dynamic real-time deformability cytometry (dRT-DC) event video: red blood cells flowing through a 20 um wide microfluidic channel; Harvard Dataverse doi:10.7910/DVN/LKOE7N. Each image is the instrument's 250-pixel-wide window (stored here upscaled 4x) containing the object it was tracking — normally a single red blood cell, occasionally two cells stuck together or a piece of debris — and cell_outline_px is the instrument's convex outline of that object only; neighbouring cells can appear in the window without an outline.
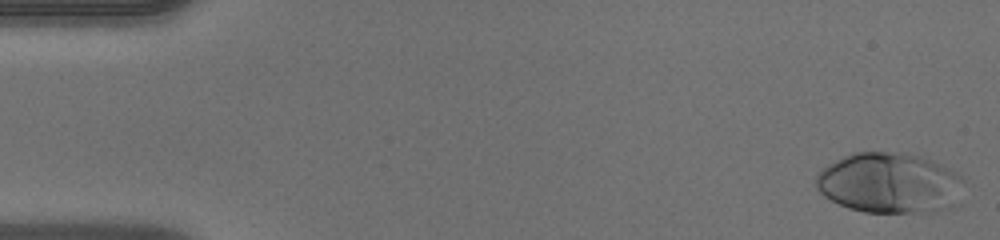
{"species": "human", "species_latin": "Homo sapiens", "temperature_condition": "warm", "stored_images_in_passage": 46, "camera_frame_rate_fps": 3000, "um_per_image_px": 0.085, "donor": {"sex": "male"}, "frame": {"image": 1, "passage_image": 1, "time_ms": 0.0, "image_size_px": [1000, 240], "cell_outline_px": [[964, 180], [940, 208], [932, 212], [864, 212], [848, 208], [824, 196], [816, 188], [816, 176], [828, 164], [852, 152], [900, 152], [932, 160], [956, 172]], "centroid_in_image_um": [75.45, 15.52], "position_along_channel_um": 9.6, "area_um2": 50.46}}
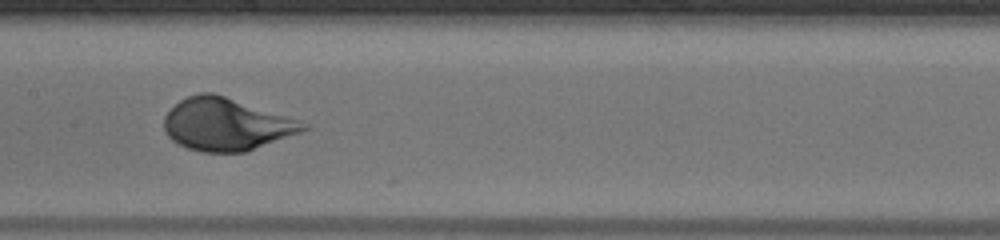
{"frame": {"image": 2, "passage_image": 23, "time_ms": 7.333, "image_size_px": [1000, 240], "cell_outline_px": [[312, 128], [244, 152], [200, 152], [188, 148], [172, 140], [168, 136], [164, 128], [164, 116], [180, 100], [188, 96], [200, 92], [212, 92], [308, 124]], "centroid_in_image_um": [19.19, 10.58], "position_along_channel_um": 188.2, "area_um2": 41.73}}
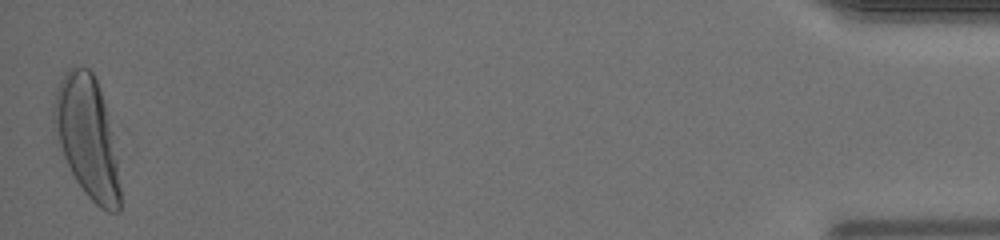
{"frame": {"image": 3, "passage_image": 46, "time_ms": 15.0, "image_size_px": [1000, 240], "cell_outline_px": [[120, 212], [108, 212], [100, 208], [84, 192], [76, 180], [64, 156], [60, 144], [52, 112], [56, 88], [64, 72], [68, 68], [88, 68], [92, 72], [96, 80], [104, 104], [116, 156], [120, 188]], "centroid_in_image_um": [7.41, 11.68], "position_along_channel_um": 427.8, "area_um2": 45.55}}